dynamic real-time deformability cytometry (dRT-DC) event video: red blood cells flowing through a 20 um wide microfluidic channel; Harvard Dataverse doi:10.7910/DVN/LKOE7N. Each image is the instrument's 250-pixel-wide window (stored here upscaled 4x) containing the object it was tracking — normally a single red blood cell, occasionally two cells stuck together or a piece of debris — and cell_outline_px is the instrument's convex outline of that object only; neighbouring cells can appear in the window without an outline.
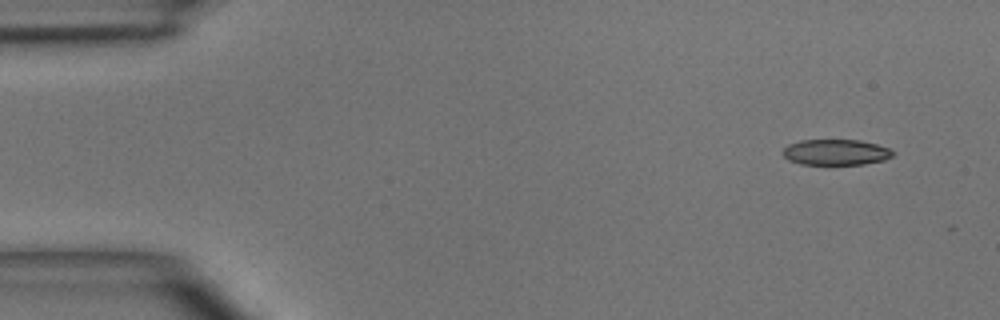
{"species": "common noctule bat (a hibernating species)", "species_latin": "Nyctalus noctula", "temperature_condition": "room temperature", "stored_images_in_passage": 4, "camera_frame_rate_fps": 3000, "um_per_image_px": 0.085, "animal": {"sex": "male", "body_mass_g": 15.6}, "frame": {"image": 1, "passage_image": 1, "time_ms": 0.0, "image_size_px": [1000, 320], "cell_outline_px": [[896, 152], [892, 156], [884, 160], [864, 164], [800, 164], [788, 160], [780, 152], [788, 144], [800, 140], [860, 140], [876, 144], [888, 148]], "centroid_in_image_um": [71.02, 12.94], "position_along_channel_um": 14.0, "area_um2": 16.59}}
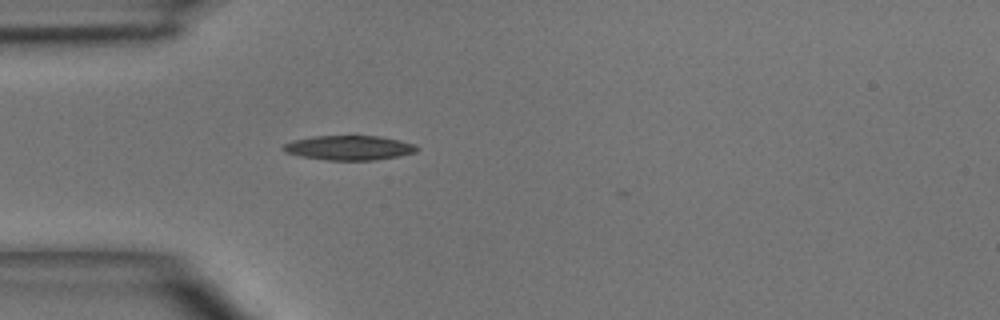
{"frame": {"image": 2, "passage_image": 4, "time_ms": 3.333, "image_size_px": [1000, 320], "cell_outline_px": [[420, 148], [416, 152], [400, 156], [372, 160], [324, 160], [300, 156], [284, 152], [280, 148], [284, 144], [292, 140], [312, 136], [380, 136], [400, 140], [412, 144]], "centroid_in_image_um": [29.64, 12.56], "position_along_channel_um": 55.4, "area_um2": 19.25}}